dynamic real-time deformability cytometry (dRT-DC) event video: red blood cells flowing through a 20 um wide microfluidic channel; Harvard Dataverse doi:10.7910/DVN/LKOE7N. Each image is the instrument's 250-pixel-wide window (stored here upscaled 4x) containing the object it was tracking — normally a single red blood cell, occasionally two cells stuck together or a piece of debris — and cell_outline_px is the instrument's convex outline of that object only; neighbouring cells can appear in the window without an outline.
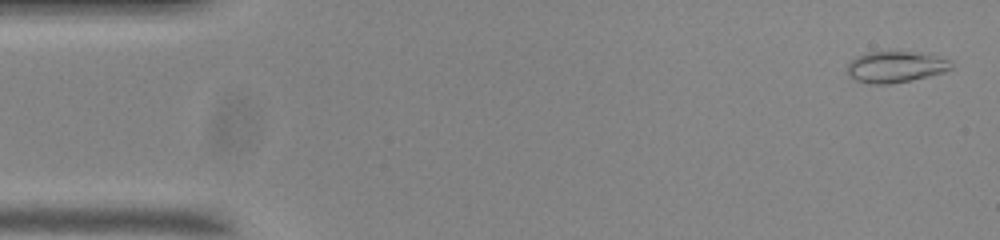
{"species": "common noctule bat (a hibernating species)", "species_latin": "Nyctalus noctula", "temperature_condition": "room temperature", "stored_images_in_passage": 55, "camera_frame_rate_fps": 3000, "um_per_image_px": 0.085, "animal": {"sex": "male", "body_mass_g": 20.0, "forearm_length_mm": 53.3}, "frame": {"image": 1, "passage_image": 2, "time_ms": 0.333, "image_size_px": [1000, 240], "cell_outline_px": [[952, 68], [944, 72], [928, 76], [888, 84], [868, 84], [856, 80], [848, 76], [848, 64], [856, 56], [868, 52], [912, 52], [952, 60]], "centroid_in_image_um": [76.09, 5.69], "position_along_channel_um": 8.9, "area_um2": 18.61}}
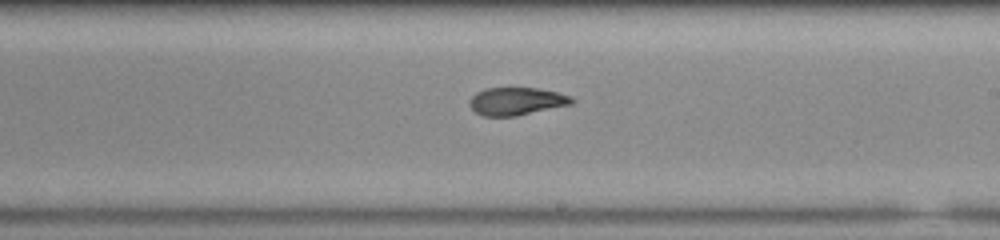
{"frame": {"image": 2, "passage_image": 31, "time_ms": 10.0, "image_size_px": [1000, 240], "cell_outline_px": [[576, 100], [572, 104], [516, 116], [484, 116], [476, 112], [468, 104], [472, 96], [476, 92], [484, 88], [536, 88], [556, 92], [572, 96]], "centroid_in_image_um": [43.91, 8.6], "position_along_channel_um": 245.1, "area_um2": 16.53}}
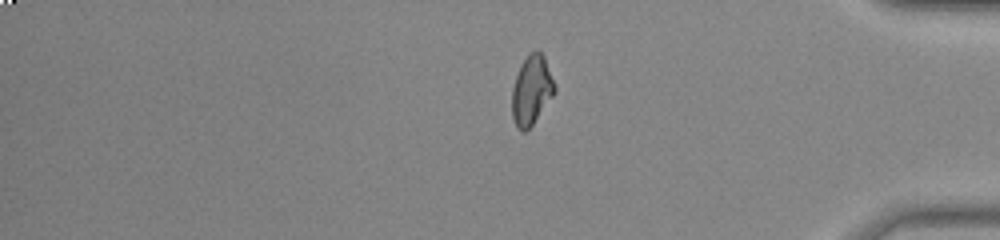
{"frame": {"image": 3, "passage_image": 45, "time_ms": 14.667, "image_size_px": [1000, 240], "cell_outline_px": [[556, 92], [532, 124], [524, 132], [520, 132], [516, 128], [512, 116], [512, 88], [520, 64], [528, 52], [536, 48], [544, 56], [556, 84]], "centroid_in_image_um": [45.18, 7.63], "position_along_channel_um": 390.0, "area_um2": 17.51}, "authors_computed_cell_mechanics": {"area_um2": 17.5134, "velocity_mm_per_s": 3.7045, "shape_relaxation_time_tau1_ms": null, "shape_relaxation_time_tau2_ms": 2.322, "deformation_change_tau1": null, "deformation_change_tau2": 0.0755}}